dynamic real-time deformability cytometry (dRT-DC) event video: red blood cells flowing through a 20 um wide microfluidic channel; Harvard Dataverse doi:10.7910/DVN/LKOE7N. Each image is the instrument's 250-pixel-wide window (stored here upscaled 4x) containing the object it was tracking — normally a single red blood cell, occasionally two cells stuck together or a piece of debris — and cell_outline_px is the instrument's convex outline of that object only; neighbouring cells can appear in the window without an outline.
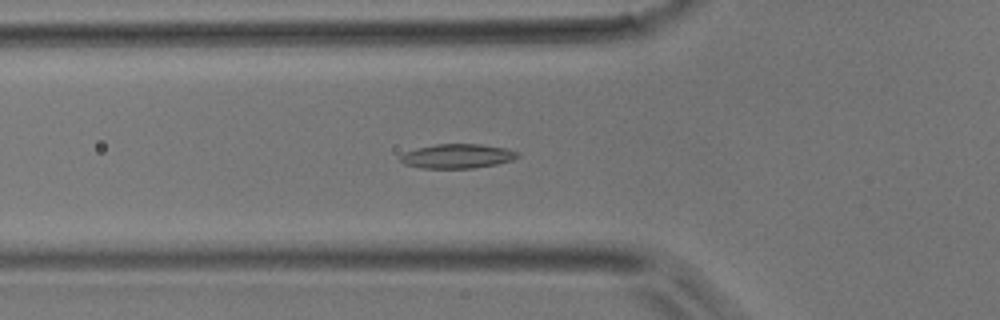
{"species": "common noctule bat (a hibernating species)", "species_latin": "Nyctalus noctula", "temperature_condition": "room temperature", "stored_images_in_passage": 31, "camera_frame_rate_fps": 3000, "um_per_image_px": 0.085, "animal": {"sex": "male", "body_mass_g": 17.9}, "frame": {"image": 1, "passage_image": 2, "time_ms": 0.333, "image_size_px": [1000, 320], "cell_outline_px": [[520, 156], [512, 160], [496, 164], [472, 168], [420, 168], [404, 164], [400, 160], [400, 156], [404, 152], [416, 148], [436, 144], [480, 144], [508, 148], [520, 152]], "centroid_in_image_um": [38.89, 13.26], "position_along_channel_um": 86.9, "area_um2": 16.76}}
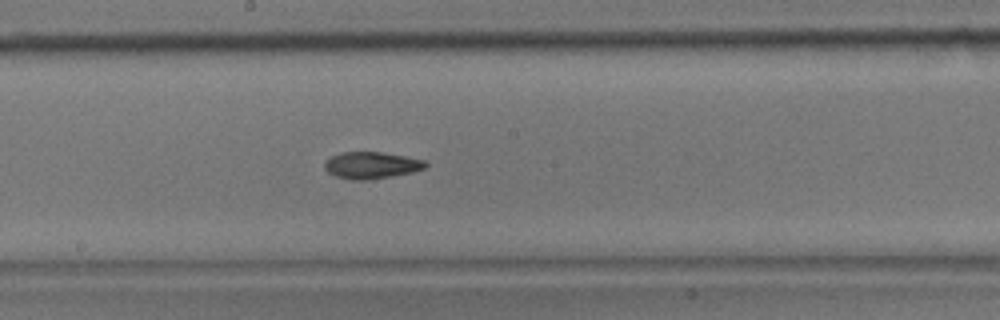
{"frame": {"image": 2, "passage_image": 11, "time_ms": 3.333, "image_size_px": [1000, 320], "cell_outline_px": [[428, 164], [424, 168], [412, 172], [368, 180], [352, 180], [336, 176], [328, 172], [324, 168], [324, 164], [332, 156], [340, 152], [380, 152], [428, 160]], "centroid_in_image_um": [31.59, 14.04], "position_along_channel_um": 216.6, "area_um2": 15.66}}
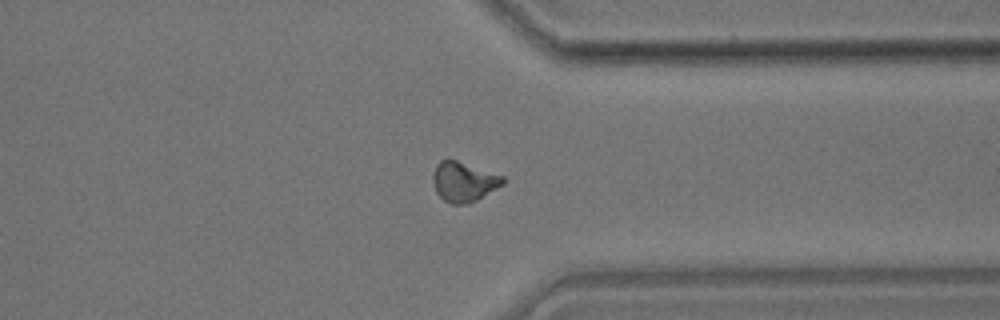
{"frame": {"image": 3, "passage_image": 22, "time_ms": 7.0, "image_size_px": [1000, 320], "cell_outline_px": [[508, 180], [504, 184], [476, 200], [468, 204], [452, 204], [444, 200], [436, 192], [432, 180], [432, 176], [436, 164], [440, 160], [456, 160], [504, 176]], "centroid_in_image_um": [39.43, 15.45], "position_along_channel_um": 372.0, "area_um2": 16.24}}